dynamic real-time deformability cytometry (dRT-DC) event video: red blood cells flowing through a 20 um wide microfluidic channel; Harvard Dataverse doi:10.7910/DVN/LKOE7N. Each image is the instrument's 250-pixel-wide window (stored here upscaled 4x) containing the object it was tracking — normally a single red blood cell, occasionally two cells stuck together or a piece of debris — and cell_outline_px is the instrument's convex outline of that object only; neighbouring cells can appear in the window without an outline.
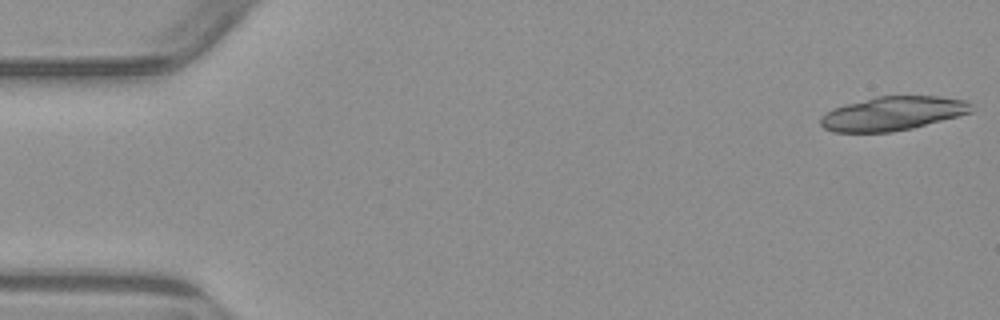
{"species": "common noctule bat (a hibernating species)", "species_latin": "Nyctalus noctula", "temperature_condition": "warm", "stored_images_in_passage": 4, "camera_frame_rate_fps": 3000, "um_per_image_px": 0.085, "animal": {"sex": "male", "body_mass_g": 23.1, "forearm_length_mm": 52.7}, "frame": {"image": 1, "passage_image": 1, "time_ms": 0.0, "image_size_px": [1000, 320], "cell_outline_px": [[972, 112], [912, 128], [892, 132], [832, 132], [824, 128], [820, 124], [820, 116], [832, 108], [844, 104], [876, 96], [940, 96], [968, 100], [972, 104]], "centroid_in_image_um": [75.86, 9.64], "position_along_channel_um": 9.1, "area_um2": 30.0}}